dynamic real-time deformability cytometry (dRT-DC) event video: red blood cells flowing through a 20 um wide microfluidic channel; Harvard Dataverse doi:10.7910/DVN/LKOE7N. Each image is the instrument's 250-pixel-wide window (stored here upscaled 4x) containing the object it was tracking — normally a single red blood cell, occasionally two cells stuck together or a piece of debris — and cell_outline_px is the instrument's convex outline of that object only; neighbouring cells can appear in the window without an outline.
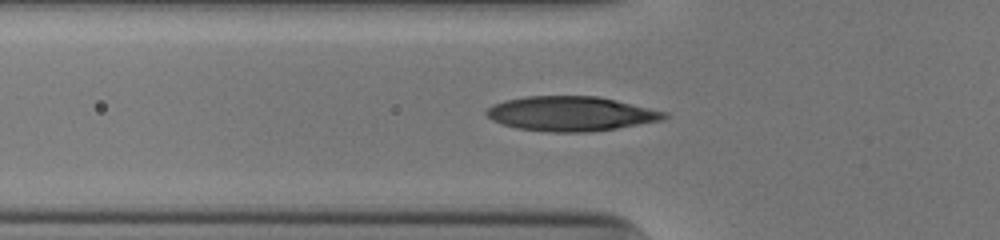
{"species": "human", "species_latin": "Homo sapiens", "temperature_condition": "cold", "stored_images_in_passage": 47, "camera_frame_rate_fps": 3000, "um_per_image_px": 0.085, "donor": {"sex": "male"}, "frame": {"image": 1, "passage_image": 17, "time_ms": 5.333, "image_size_px": [1000, 240], "cell_outline_px": [[668, 116], [664, 120], [616, 128], [588, 132], [548, 132], [516, 128], [492, 120], [484, 112], [492, 104], [504, 100], [524, 96], [596, 96], [616, 100], [668, 112]], "centroid_in_image_um": [48.52, 9.66], "position_along_channel_um": 77.3, "area_um2": 35.95}}
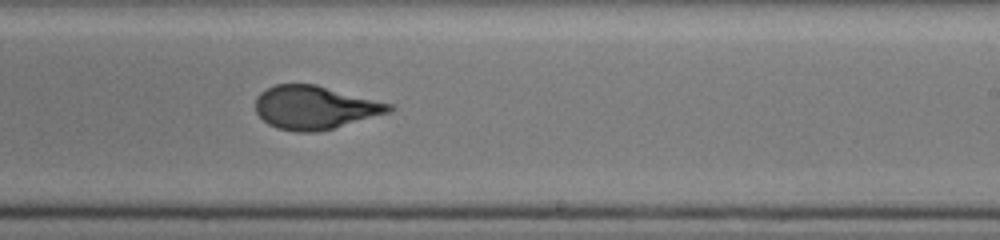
{"frame": {"image": 2, "passage_image": 31, "time_ms": 10.0, "image_size_px": [1000, 240], "cell_outline_px": [[396, 108], [392, 112], [332, 128], [316, 132], [296, 132], [276, 128], [268, 124], [256, 112], [256, 96], [260, 92], [276, 84], [316, 84], [392, 104]], "centroid_in_image_um": [26.77, 9.14], "position_along_channel_um": 262.2, "area_um2": 33.76}}
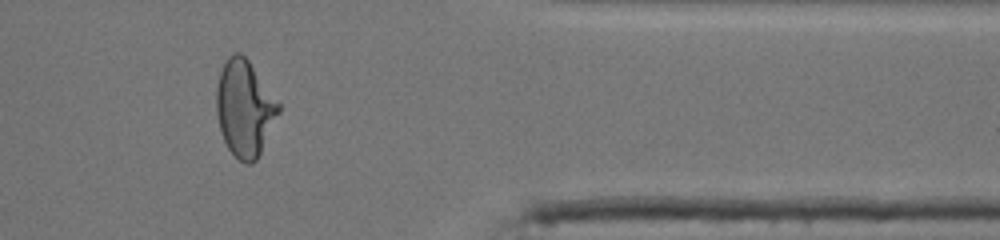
{"frame": {"image": 3, "passage_image": 42, "time_ms": 13.667, "image_size_px": [1000, 240], "cell_outline_px": [[280, 112], [256, 160], [252, 164], [244, 164], [228, 148], [224, 140], [220, 128], [216, 112], [216, 88], [220, 72], [228, 56], [236, 52], [240, 52], [248, 60], [280, 100]], "centroid_in_image_um": [20.81, 9.18], "position_along_channel_um": 390.6, "area_um2": 34.91}, "authors_computed_cell_mechanics": {"area_um2": 34.102, "velocity_mm_per_s": 3.9656, "shape_relaxation_time_tau1_ms": 5.1041, "shape_relaxation_time_tau2_ms": 0.8619, "deformation_change_tau1": 0.2211, "deformation_change_tau2": 0.0586}}